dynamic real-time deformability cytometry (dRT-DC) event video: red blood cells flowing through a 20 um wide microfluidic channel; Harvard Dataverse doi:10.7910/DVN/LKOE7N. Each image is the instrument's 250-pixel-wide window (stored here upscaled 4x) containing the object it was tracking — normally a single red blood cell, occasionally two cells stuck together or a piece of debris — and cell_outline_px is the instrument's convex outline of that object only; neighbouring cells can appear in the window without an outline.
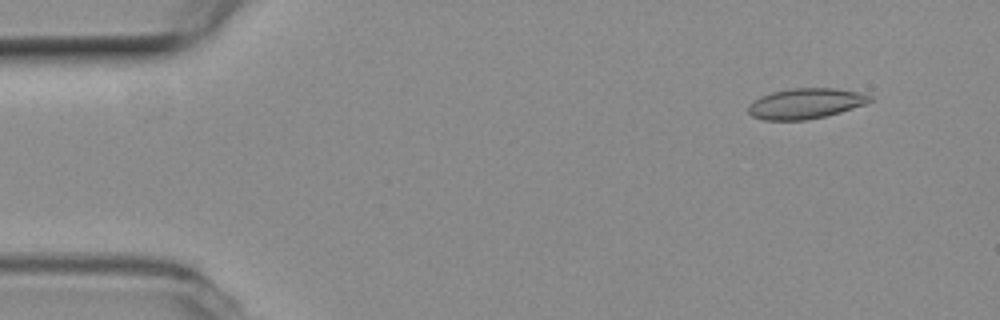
{"species": "common noctule bat (a hibernating species)", "species_latin": "Nyctalus noctula", "temperature_condition": "room temperature", "stored_images_in_passage": 4, "camera_frame_rate_fps": 3000, "um_per_image_px": 0.085, "animal": {"sex": "female", "body_mass_g": 19.3, "forearm_length_mm": 54.1}, "frame": {"image": 1, "passage_image": 1, "time_ms": 0.0, "image_size_px": [1000, 320], "cell_outline_px": [[872, 100], [864, 104], [840, 112], [808, 120], [764, 120], [752, 116], [748, 112], [748, 108], [760, 96], [772, 92], [792, 88], [832, 88], [856, 92], [872, 96]], "centroid_in_image_um": [68.45, 8.8], "position_along_channel_um": 16.5, "area_um2": 21.21}}
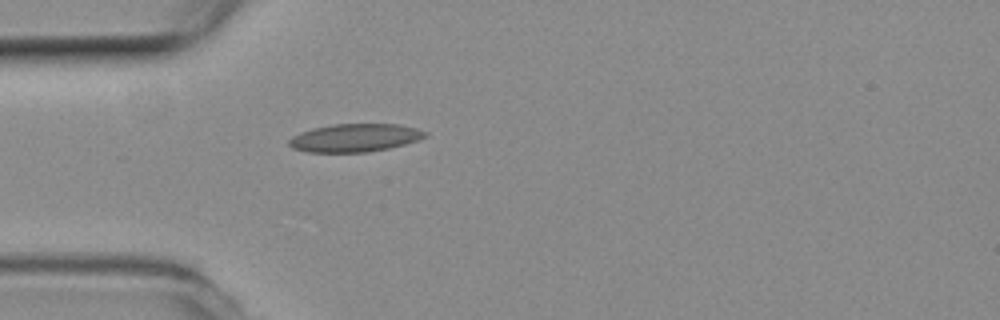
{"frame": {"image": 2, "passage_image": 4, "time_ms": 1.0, "image_size_px": [1000, 320], "cell_outline_px": [[428, 132], [424, 136], [416, 140], [404, 144], [388, 148], [368, 152], [308, 152], [292, 148], [288, 144], [288, 140], [292, 136], [300, 132], [312, 128], [332, 124], [396, 124], [416, 128]], "centroid_in_image_um": [30.1, 11.71], "position_along_channel_um": 54.9, "area_um2": 22.14}}